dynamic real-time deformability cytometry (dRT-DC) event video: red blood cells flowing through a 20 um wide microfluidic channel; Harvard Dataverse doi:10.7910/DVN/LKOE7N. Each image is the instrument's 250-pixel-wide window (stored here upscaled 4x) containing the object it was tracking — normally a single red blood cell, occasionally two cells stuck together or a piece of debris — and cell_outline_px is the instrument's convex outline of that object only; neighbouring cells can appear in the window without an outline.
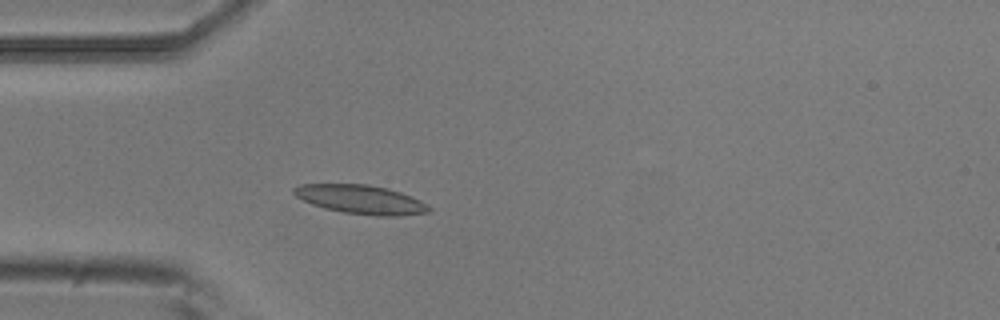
{"species": "common noctule bat (a hibernating species)", "species_latin": "Nyctalus noctula", "temperature_condition": "room temperature", "stored_images_in_passage": 1, "camera_frame_rate_fps": 3000, "um_per_image_px": 0.085, "animal": {"sex": "male", "body_mass_g": 20.5, "forearm_length_mm": 52.5}, "frame": {"image": 1, "passage_image": 1, "time_ms": 0.0, "image_size_px": [1000, 320], "cell_outline_px": [[432, 212], [400, 216], [376, 216], [344, 212], [324, 208], [312, 204], [296, 196], [292, 192], [292, 188], [300, 184], [368, 184], [388, 188], [400, 192], [420, 200], [432, 208]], "centroid_in_image_um": [30.69, 16.95], "position_along_channel_um": 54.3, "area_um2": 22.83}}